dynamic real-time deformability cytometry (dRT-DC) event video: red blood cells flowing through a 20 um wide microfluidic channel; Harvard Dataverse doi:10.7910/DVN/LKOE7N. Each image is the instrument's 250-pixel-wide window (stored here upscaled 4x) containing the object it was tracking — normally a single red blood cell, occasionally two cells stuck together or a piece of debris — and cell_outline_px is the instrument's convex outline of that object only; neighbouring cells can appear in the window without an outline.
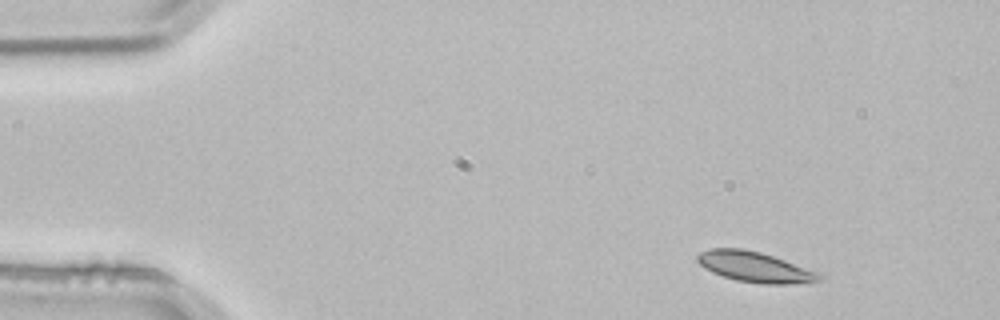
{"species": "common noctule bat (a hibernating species)", "species_latin": "Nyctalus noctula", "temperature_condition": "room temperature", "stored_images_in_passage": 3, "camera_frame_rate_fps": 3000, "um_per_image_px": 0.085, "animal": {"sex": "male", "body_mass_g": 21.5, "forearm_length_mm": 52.0}, "frame": {"image": 1, "passage_image": 1, "time_ms": 0.0, "image_size_px": [1000, 320], "cell_outline_px": [[824, 276], [820, 280], [808, 284], [764, 284], [736, 280], [712, 272], [704, 268], [696, 260], [696, 256], [700, 252], [708, 248], [744, 248], [760, 252], [820, 272]], "centroid_in_image_um": [64.2, 22.7], "position_along_channel_um": 20.8, "area_um2": 21.85}}
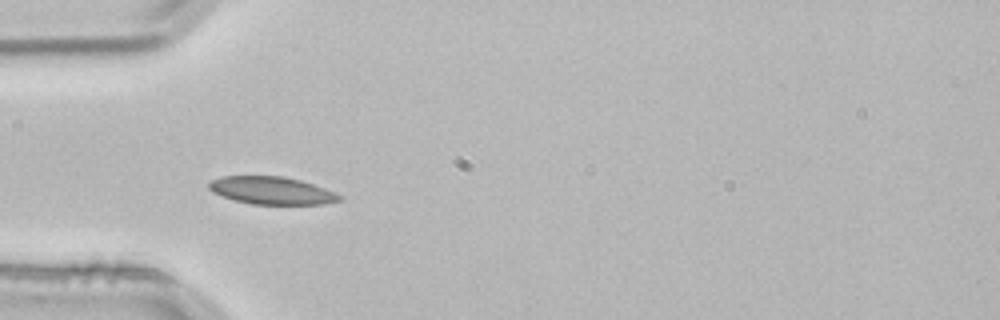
{"frame": {"image": 2, "passage_image": 3, "time_ms": 0.667, "image_size_px": [1000, 320], "cell_outline_px": [[344, 200], [324, 204], [252, 204], [232, 200], [212, 192], [208, 188], [208, 180], [220, 176], [284, 176], [300, 180], [336, 192]], "centroid_in_image_um": [23.05, 16.19], "position_along_channel_um": 61.9, "area_um2": 21.21}}